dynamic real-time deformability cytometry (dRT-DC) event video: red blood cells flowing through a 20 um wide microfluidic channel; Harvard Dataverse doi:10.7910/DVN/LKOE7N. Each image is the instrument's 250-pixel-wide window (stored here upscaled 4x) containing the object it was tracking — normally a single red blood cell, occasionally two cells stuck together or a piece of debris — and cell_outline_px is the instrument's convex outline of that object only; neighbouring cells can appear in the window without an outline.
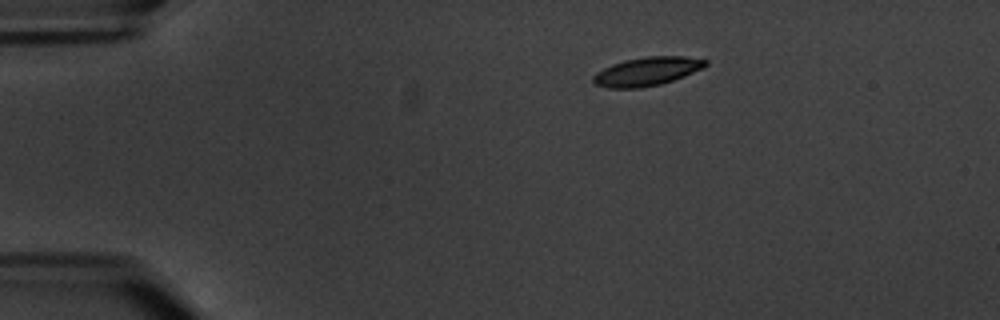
{"species": "common noctule bat (a hibernating species)", "species_latin": "Nyctalus noctula", "temperature_condition": "warm", "stored_images_in_passage": 2, "camera_frame_rate_fps": 3000, "um_per_image_px": 0.085, "animal": {"sex": "male", "body_mass_g": 20.1, "forearm_length_mm": 53.5}, "frame": {"image": 1, "passage_image": 1, "time_ms": 0.0, "image_size_px": [1000, 320], "cell_outline_px": [[708, 64], [704, 68], [684, 76], [660, 84], [640, 88], [608, 88], [596, 84], [592, 80], [592, 76], [596, 72], [612, 64], [624, 60], [644, 56], [684, 56], [708, 60]], "centroid_in_image_um": [55.0, 6.06], "position_along_channel_um": 30.0, "area_um2": 18.79}}